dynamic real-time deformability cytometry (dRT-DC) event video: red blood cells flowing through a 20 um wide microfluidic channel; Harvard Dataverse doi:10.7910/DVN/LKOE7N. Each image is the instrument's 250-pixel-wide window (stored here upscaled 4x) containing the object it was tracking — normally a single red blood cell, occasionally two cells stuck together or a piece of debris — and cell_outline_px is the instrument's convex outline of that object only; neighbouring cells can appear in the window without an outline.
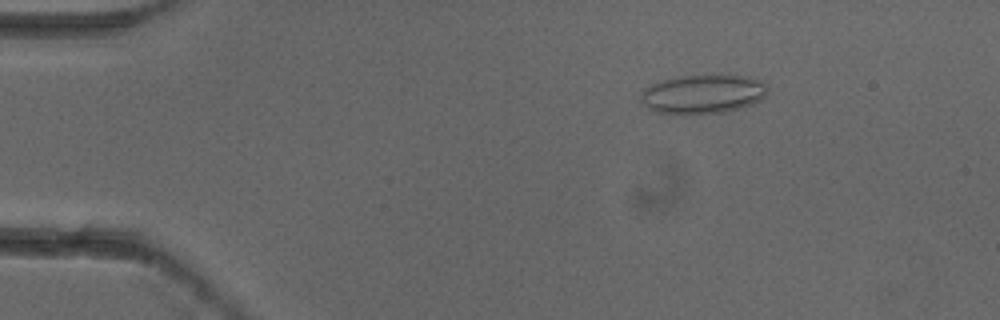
{"species": "common noctule bat (a hibernating species)", "species_latin": "Nyctalus noctula", "temperature_condition": "cold", "stored_images_in_passage": 5, "camera_frame_rate_fps": 3000, "um_per_image_px": 0.085, "animal": {"sex": "female"}, "frame": {"image": 1, "passage_image": 3, "time_ms": 0.667, "image_size_px": [1000, 320], "cell_outline_px": [[768, 92], [760, 100], [752, 104], [740, 108], [724, 112], [684, 116], [680, 116], [656, 112], [644, 104], [640, 100], [640, 96], [644, 88], [652, 84], [676, 76], [748, 76], [760, 80], [768, 84]], "centroid_in_image_um": [59.74, 8.03], "position_along_channel_um": 25.3, "area_um2": 29.19}}